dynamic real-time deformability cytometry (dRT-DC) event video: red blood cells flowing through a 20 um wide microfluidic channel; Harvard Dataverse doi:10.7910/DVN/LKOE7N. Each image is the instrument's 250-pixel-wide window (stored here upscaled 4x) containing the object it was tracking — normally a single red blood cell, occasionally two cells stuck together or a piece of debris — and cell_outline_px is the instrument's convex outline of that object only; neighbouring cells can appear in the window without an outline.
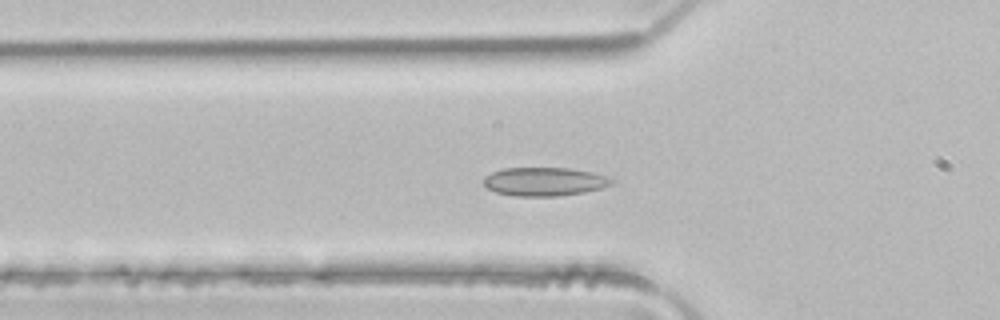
{"species": "common noctule bat (a hibernating species)", "species_latin": "Nyctalus noctula", "temperature_condition": "room temperature", "stored_images_in_passage": 49, "camera_frame_rate_fps": 3000, "um_per_image_px": 0.085, "animal": {"sex": "male", "body_mass_g": 21.5, "forearm_length_mm": 52.0}, "frame": {"image": 1, "passage_image": 16, "time_ms": 5.0, "image_size_px": [1000, 320], "cell_outline_px": [[616, 184], [584, 192], [556, 196], [512, 196], [496, 192], [488, 188], [484, 184], [484, 176], [492, 172], [504, 168], [568, 168], [592, 172], [608, 176], [616, 180]], "centroid_in_image_um": [46.32, 15.43], "position_along_channel_um": 79.5, "area_um2": 21.44}}
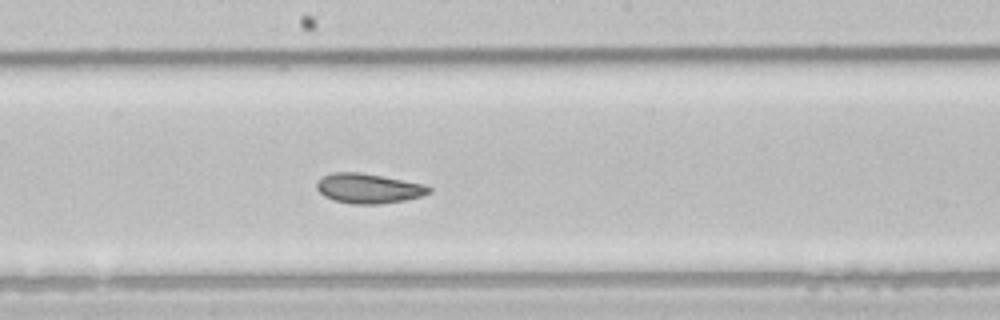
{"frame": {"image": 2, "passage_image": 26, "time_ms": 8.333, "image_size_px": [1000, 320], "cell_outline_px": [[432, 192], [420, 196], [404, 200], [380, 204], [352, 204], [332, 200], [324, 196], [316, 188], [316, 184], [324, 176], [332, 172], [360, 172], [424, 184], [432, 188]], "centroid_in_image_um": [31.31, 16.02], "position_along_channel_um": 216.9, "area_um2": 19.42}}
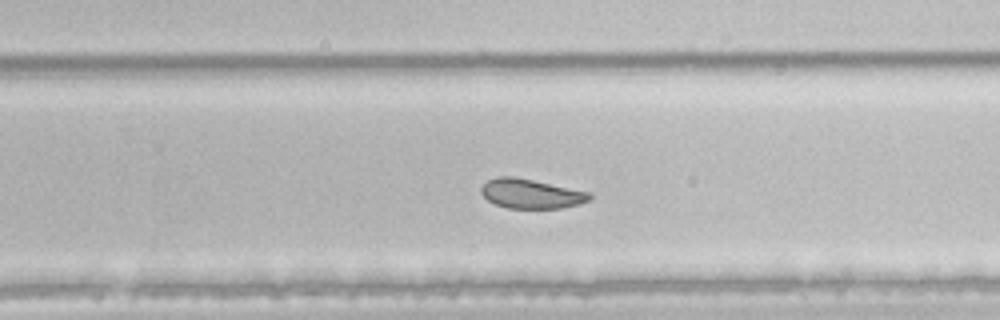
{"frame": {"image": 3, "passage_image": 31, "time_ms": 10.0, "image_size_px": [1000, 320], "cell_outline_px": [[592, 200], [580, 204], [560, 208], [508, 208], [496, 204], [488, 200], [480, 192], [480, 188], [488, 180], [496, 176], [512, 176], [592, 192]], "centroid_in_image_um": [45.17, 16.46], "position_along_channel_um": 284.6, "area_um2": 18.67}, "authors_computed_cell_mechanics": {"area_um2": 22.0796, "velocity_mm_per_s": 4.0996, "shape_relaxation_time_tau1_ms": null, "shape_relaxation_time_tau2_ms": 2.9158, "deformation_change_tau1": null, "deformation_change_tau2": 0.0442}}